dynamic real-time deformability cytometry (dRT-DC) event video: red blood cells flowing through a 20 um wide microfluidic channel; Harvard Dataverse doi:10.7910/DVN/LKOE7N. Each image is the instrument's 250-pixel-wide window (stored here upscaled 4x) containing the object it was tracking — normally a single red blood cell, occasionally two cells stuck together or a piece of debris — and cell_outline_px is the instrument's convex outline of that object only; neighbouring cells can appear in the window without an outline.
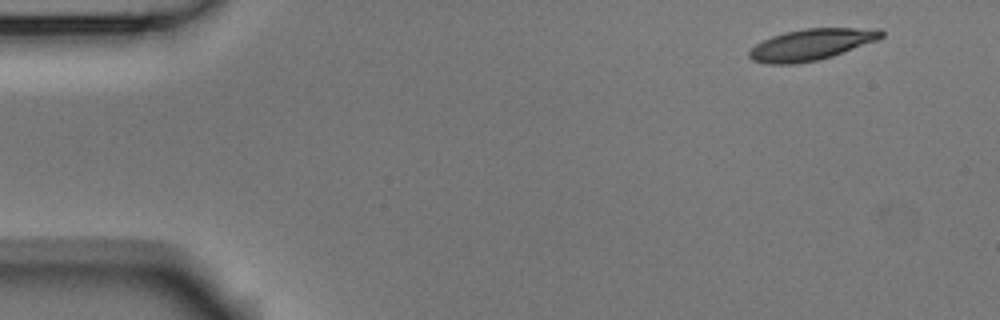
{"species": "Egyptian fruit bat (a non-hibernating species)", "species_latin": "Rousettus aegyptiacus", "temperature_condition": "room temperature", "stored_images_in_passage": 50, "camera_frame_rate_fps": 3000, "um_per_image_px": 0.085, "animal": {"sex": "male"}, "frame": {"image": 1, "passage_image": 1, "time_ms": 0.0, "image_size_px": [1000, 320], "cell_outline_px": [[884, 36], [876, 40], [832, 56], [816, 60], [792, 64], [768, 64], [752, 60], [748, 56], [748, 52], [756, 44], [772, 36], [784, 32], [808, 28], [880, 28], [884, 32]], "centroid_in_image_um": [68.95, 3.78], "position_along_channel_um": 16.0, "area_um2": 23.87}}
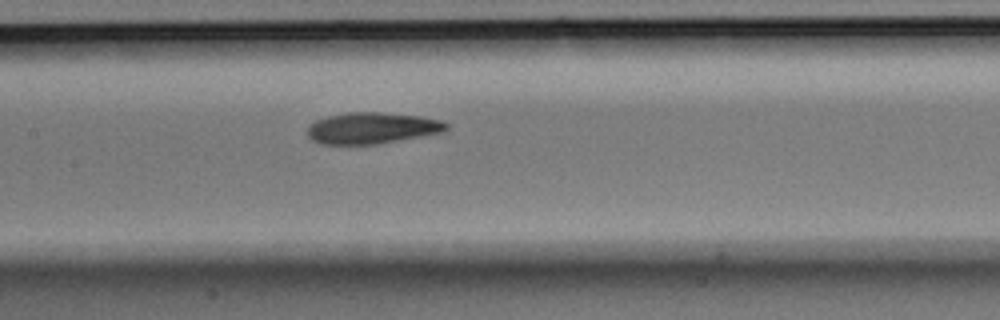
{"frame": {"image": 2, "passage_image": 22, "time_ms": 7.0, "image_size_px": [1000, 320], "cell_outline_px": [[448, 128], [444, 132], [376, 144], [320, 144], [312, 140], [308, 136], [308, 124], [316, 120], [328, 116], [348, 112], [384, 112], [420, 116], [440, 120], [448, 124]], "centroid_in_image_um": [31.61, 10.88], "position_along_channel_um": 175.8, "area_um2": 25.37}}
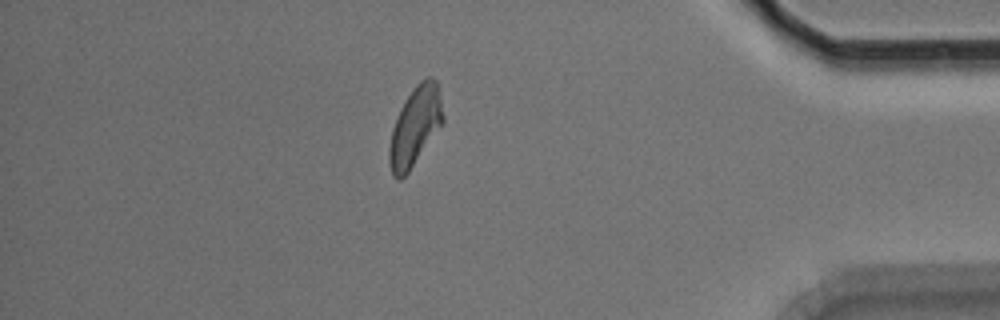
{"frame": {"image": 3, "passage_image": 43, "time_ms": 14.0, "image_size_px": [1000, 320], "cell_outline_px": [[444, 120], [408, 172], [400, 180], [396, 180], [392, 176], [388, 160], [388, 148], [392, 128], [400, 108], [416, 84], [420, 80], [428, 76], [432, 76], [436, 80], [444, 116]], "centroid_in_image_um": [35.25, 10.75], "position_along_channel_um": 400.0, "area_um2": 24.45}, "authors_computed_cell_mechanics": {"area_um2": 24.6228, "velocity_mm_per_s": 3.736, "shape_relaxation_time_tau1_ms": 4.8058, "shape_relaxation_time_tau2_ms": 6.1881, "deformation_change_tau1": 0.1538, "deformation_change_tau2": 0.1418}}